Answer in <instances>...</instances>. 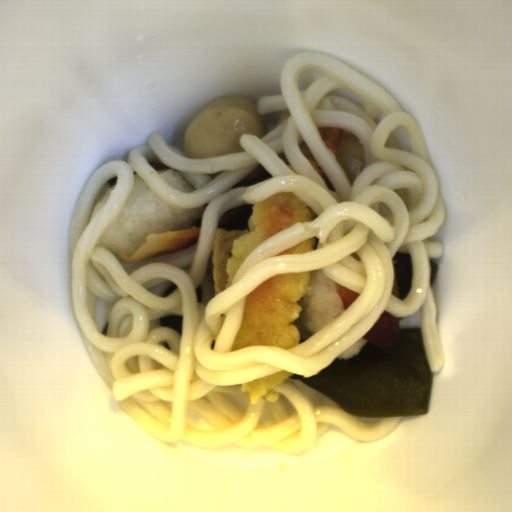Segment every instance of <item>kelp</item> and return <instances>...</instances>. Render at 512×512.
I'll return each mask as SVG.
<instances>
[{"label":"kelp","mask_w":512,"mask_h":512,"mask_svg":"<svg viewBox=\"0 0 512 512\" xmlns=\"http://www.w3.org/2000/svg\"><path fill=\"white\" fill-rule=\"evenodd\" d=\"M108 183L110 184V186L112 187L115 183H117V175L116 176H113L112 178H110L109 180H107Z\"/></svg>","instance_id":"obj_8"},{"label":"kelp","mask_w":512,"mask_h":512,"mask_svg":"<svg viewBox=\"0 0 512 512\" xmlns=\"http://www.w3.org/2000/svg\"><path fill=\"white\" fill-rule=\"evenodd\" d=\"M393 270L397 282L400 300L410 293L413 283V261L410 254L396 251L393 259Z\"/></svg>","instance_id":"obj_2"},{"label":"kelp","mask_w":512,"mask_h":512,"mask_svg":"<svg viewBox=\"0 0 512 512\" xmlns=\"http://www.w3.org/2000/svg\"><path fill=\"white\" fill-rule=\"evenodd\" d=\"M146 161L150 165V167L153 169L154 172L160 171V170H165V169H175V168L167 166L160 160H146Z\"/></svg>","instance_id":"obj_6"},{"label":"kelp","mask_w":512,"mask_h":512,"mask_svg":"<svg viewBox=\"0 0 512 512\" xmlns=\"http://www.w3.org/2000/svg\"><path fill=\"white\" fill-rule=\"evenodd\" d=\"M429 263H430V271H431L430 285L432 287L433 282L436 277V274L438 272V265L432 259H429Z\"/></svg>","instance_id":"obj_7"},{"label":"kelp","mask_w":512,"mask_h":512,"mask_svg":"<svg viewBox=\"0 0 512 512\" xmlns=\"http://www.w3.org/2000/svg\"><path fill=\"white\" fill-rule=\"evenodd\" d=\"M159 327L165 326L175 330L182 336L183 319L181 315H166L158 317Z\"/></svg>","instance_id":"obj_5"},{"label":"kelp","mask_w":512,"mask_h":512,"mask_svg":"<svg viewBox=\"0 0 512 512\" xmlns=\"http://www.w3.org/2000/svg\"><path fill=\"white\" fill-rule=\"evenodd\" d=\"M271 177L273 176L259 163L255 165L240 181L234 184L231 189L251 186Z\"/></svg>","instance_id":"obj_4"},{"label":"kelp","mask_w":512,"mask_h":512,"mask_svg":"<svg viewBox=\"0 0 512 512\" xmlns=\"http://www.w3.org/2000/svg\"><path fill=\"white\" fill-rule=\"evenodd\" d=\"M297 379L326 395L348 416L391 418L425 415L434 372L421 328L400 327L398 345L389 353L368 340L349 359H334L314 376Z\"/></svg>","instance_id":"obj_1"},{"label":"kelp","mask_w":512,"mask_h":512,"mask_svg":"<svg viewBox=\"0 0 512 512\" xmlns=\"http://www.w3.org/2000/svg\"><path fill=\"white\" fill-rule=\"evenodd\" d=\"M254 204H243L238 213L229 221L221 225H216L220 230L248 231L250 217L253 213Z\"/></svg>","instance_id":"obj_3"}]
</instances>
